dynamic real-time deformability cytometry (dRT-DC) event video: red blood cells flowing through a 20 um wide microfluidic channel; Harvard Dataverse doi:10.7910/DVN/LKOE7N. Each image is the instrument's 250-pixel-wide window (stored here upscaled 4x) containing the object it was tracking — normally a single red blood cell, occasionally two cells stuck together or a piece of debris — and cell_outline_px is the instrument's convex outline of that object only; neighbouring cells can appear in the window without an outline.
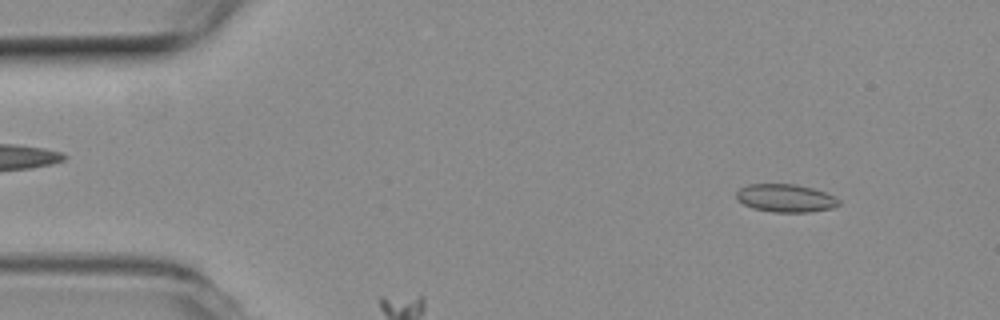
{"species": "common noctule bat (a hibernating species)", "species_latin": "Nyctalus noctula", "temperature_condition": "room temperature", "stored_images_in_passage": 39, "camera_frame_rate_fps": 3000, "um_per_image_px": 0.085, "animal": {"sex": "female", "body_mass_g": 19.3, "forearm_length_mm": 54.1}, "frame": {"image": 1, "passage_image": 5, "time_ms": 1.333, "image_size_px": [1000, 320], "cell_outline_px": [[840, 204], [832, 208], [808, 212], [772, 212], [752, 208], [736, 200], [736, 192], [740, 188], [748, 184], [796, 184], [812, 188], [824, 192], [840, 200]], "centroid_in_image_um": [66.74, 16.84], "position_along_channel_um": 18.3, "area_um2": 16.7}}